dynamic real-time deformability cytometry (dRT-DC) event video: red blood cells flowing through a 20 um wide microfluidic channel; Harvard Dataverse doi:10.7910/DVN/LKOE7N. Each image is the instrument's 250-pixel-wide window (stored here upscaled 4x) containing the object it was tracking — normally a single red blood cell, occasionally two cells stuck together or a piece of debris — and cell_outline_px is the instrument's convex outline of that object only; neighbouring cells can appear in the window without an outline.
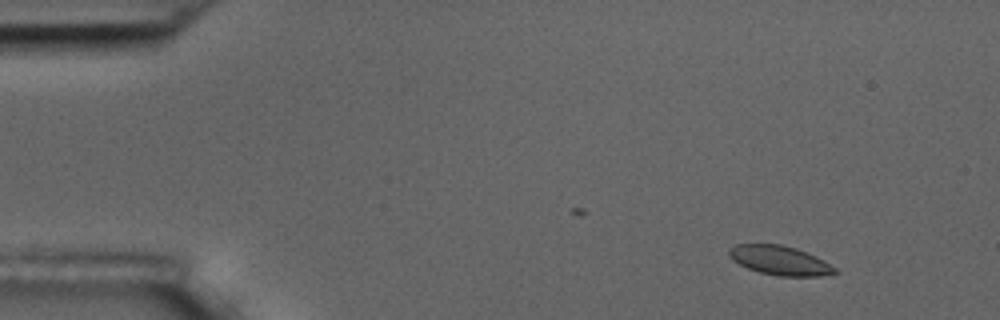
{"species": "common noctule bat (a hibernating species)", "species_latin": "Nyctalus noctula", "temperature_condition": "room temperature", "stored_images_in_passage": 5, "camera_frame_rate_fps": 3000, "um_per_image_px": 0.085, "animal": {"sex": "male", "body_mass_g": 17.5, "forearm_length_mm": 52.3}, "frame": {"image": 1, "passage_image": 2, "time_ms": 1.0, "image_size_px": [1000, 320], "cell_outline_px": [[840, 272], [820, 276], [780, 276], [760, 272], [748, 268], [732, 260], [728, 256], [728, 252], [736, 244], [780, 244], [796, 248], [816, 256], [824, 260], [836, 268]], "centroid_in_image_um": [66.31, 22.13], "position_along_channel_um": 18.7, "area_um2": 17.98}}
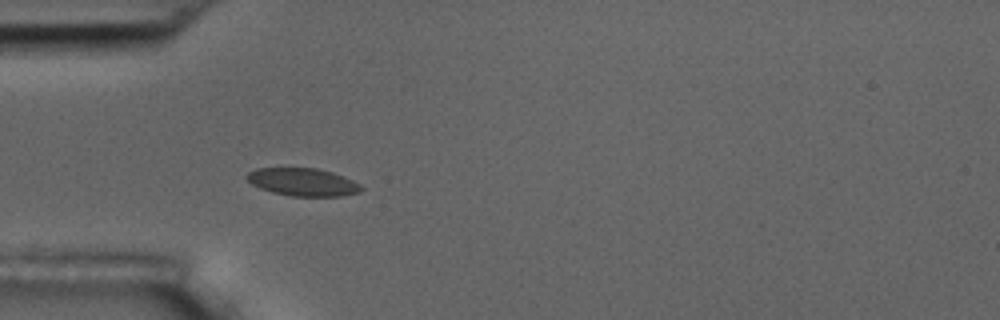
{"frame": {"image": 2, "passage_image": 5, "time_ms": 4.667, "image_size_px": [1000, 320], "cell_outline_px": [[364, 188], [360, 192], [340, 196], [292, 196], [272, 192], [260, 188], [252, 184], [244, 176], [248, 172], [256, 168], [316, 168], [332, 172], [344, 176], [360, 184]], "centroid_in_image_um": [25.74, 15.47], "position_along_channel_um": 59.3, "area_um2": 18.55}}